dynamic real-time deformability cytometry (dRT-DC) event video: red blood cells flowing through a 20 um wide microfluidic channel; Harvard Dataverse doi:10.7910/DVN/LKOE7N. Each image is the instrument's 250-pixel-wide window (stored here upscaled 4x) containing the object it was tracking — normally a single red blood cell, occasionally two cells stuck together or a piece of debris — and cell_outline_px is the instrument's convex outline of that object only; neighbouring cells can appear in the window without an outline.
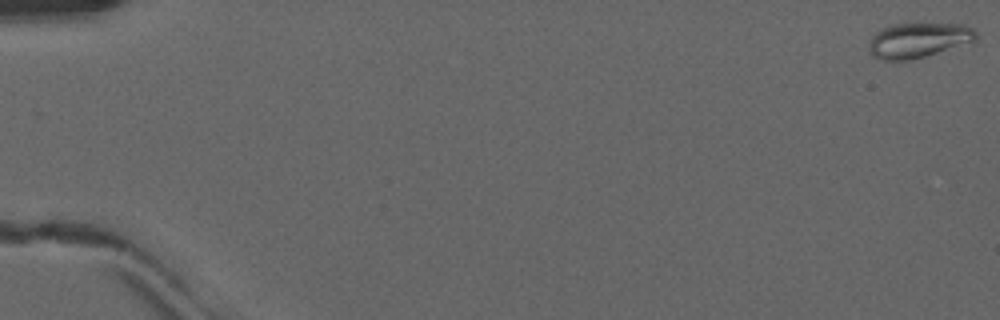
{"species": "common noctule bat (a hibernating species)", "species_latin": "Nyctalus noctula", "temperature_condition": "warm", "stored_images_in_passage": 51, "camera_frame_rate_fps": 3000, "um_per_image_px": 0.085, "animal": {"sex": "male", "forearm_length_mm": 52.5}, "frame": {"image": 1, "passage_image": 1, "time_ms": 0.0, "image_size_px": [1000, 320], "cell_outline_px": [[976, 40], [972, 44], [908, 60], [884, 60], [872, 56], [868, 52], [868, 40], [880, 28], [892, 24], [964, 24], [972, 28], [976, 32]], "centroid_in_image_um": [78.06, 3.42], "position_along_channel_um": 6.9, "area_um2": 22.2}}
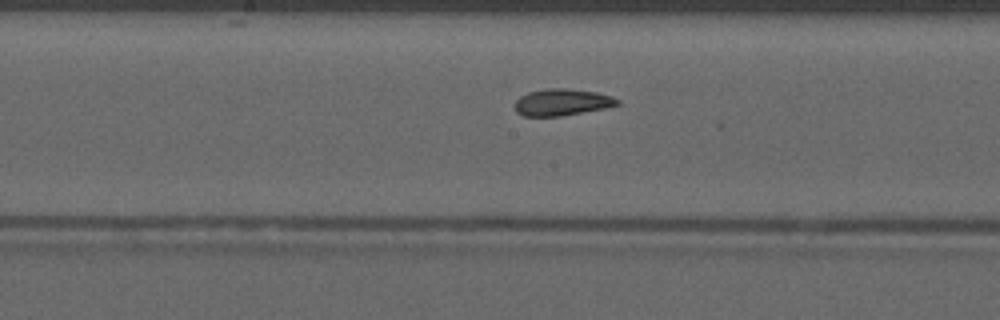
{"frame": {"image": 2, "passage_image": 28, "time_ms": 9.0, "image_size_px": [1000, 320], "cell_outline_px": [[620, 104], [608, 108], [560, 116], [524, 116], [516, 112], [516, 100], [520, 96], [528, 92], [548, 88], [568, 88], [596, 92], [612, 96], [620, 100]], "centroid_in_image_um": [47.81, 8.69], "position_along_channel_um": 200.4, "area_um2": 16.07}}
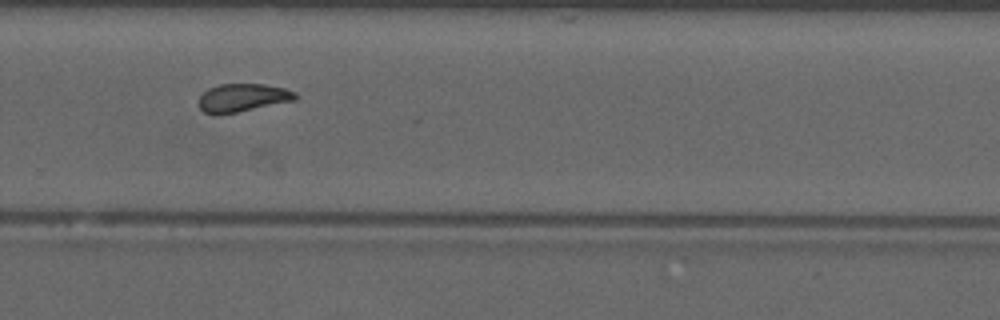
{"frame": {"image": 3, "passage_image": 36, "time_ms": 11.667, "image_size_px": [1000, 320], "cell_outline_px": [[296, 100], [236, 112], [204, 112], [200, 108], [196, 100], [208, 88], [220, 84], [264, 84], [284, 88], [296, 92]], "centroid_in_image_um": [20.63, 8.27], "position_along_channel_um": 309.2, "area_um2": 15.49}, "authors_computed_cell_mechanics": {"area_um2": 16.2996, "velocity_mm_per_s": 4.0994, "shape_relaxation_time_tau1_ms": null, "shape_relaxation_time_tau2_ms": 2.7374, "deformation_change_tau1": null, "deformation_change_tau2": 0.0758}}